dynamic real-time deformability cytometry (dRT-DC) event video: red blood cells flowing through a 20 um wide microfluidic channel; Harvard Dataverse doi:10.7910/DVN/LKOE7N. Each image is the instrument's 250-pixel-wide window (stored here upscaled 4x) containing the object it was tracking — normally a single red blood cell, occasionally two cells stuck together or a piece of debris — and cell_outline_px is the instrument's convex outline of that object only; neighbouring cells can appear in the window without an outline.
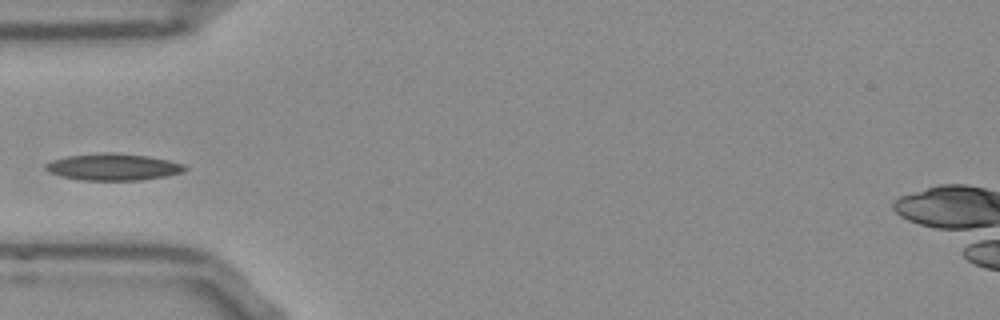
{"species": "Egyptian fruit bat (a non-hibernating species)", "species_latin": "Rousettus aegyptiacus", "temperature_condition": "room temperature", "stored_images_in_passage": 37, "camera_frame_rate_fps": 3000, "um_per_image_px": 0.085, "frame": {"image": 1, "passage_image": 1, "time_ms": 0.0, "image_size_px": [1000, 320], "cell_outline_px": [[188, 168], [184, 172], [164, 176], [140, 180], [80, 180], [60, 176], [48, 172], [44, 168], [44, 164], [52, 160], [68, 156], [108, 152], [112, 152], [148, 156], [168, 160], [184, 164]], "centroid_in_image_um": [9.6, 14.19], "position_along_channel_um": 75.4, "area_um2": 21.73}}
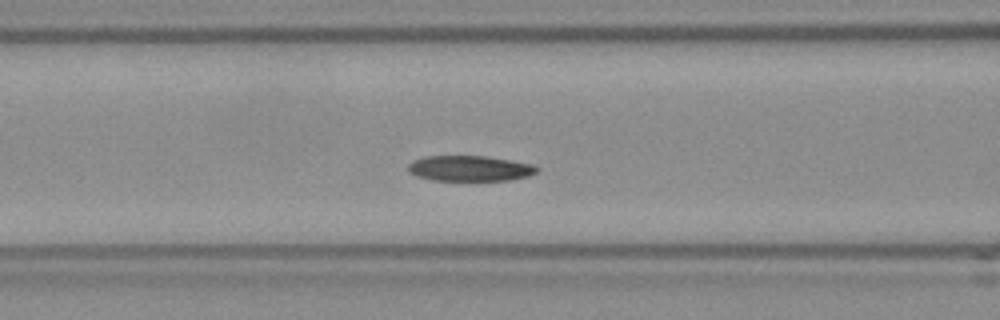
{"frame": {"image": 2, "passage_image": 5, "time_ms": 1.333, "image_size_px": [1000, 320], "cell_outline_px": [[540, 168], [536, 172], [528, 176], [508, 180], [432, 180], [416, 176], [408, 172], [408, 164], [412, 160], [424, 156], [484, 156], [532, 164]], "centroid_in_image_um": [39.88, 14.31], "position_along_channel_um": 126.7, "area_um2": 19.07}}
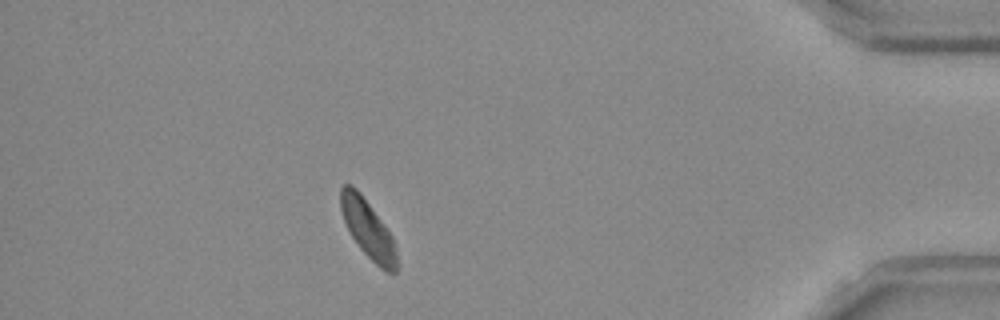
{"frame": {"image": 3, "passage_image": 31, "time_ms": 10.0, "image_size_px": [1000, 320], "cell_outline_px": [[396, 272], [388, 272], [380, 268], [360, 248], [352, 236], [344, 220], [340, 208], [340, 188], [344, 184], [352, 184], [360, 192], [392, 236], [396, 244]], "centroid_in_image_um": [31.26, 19.44], "position_along_channel_um": 403.9, "area_um2": 18.67}}